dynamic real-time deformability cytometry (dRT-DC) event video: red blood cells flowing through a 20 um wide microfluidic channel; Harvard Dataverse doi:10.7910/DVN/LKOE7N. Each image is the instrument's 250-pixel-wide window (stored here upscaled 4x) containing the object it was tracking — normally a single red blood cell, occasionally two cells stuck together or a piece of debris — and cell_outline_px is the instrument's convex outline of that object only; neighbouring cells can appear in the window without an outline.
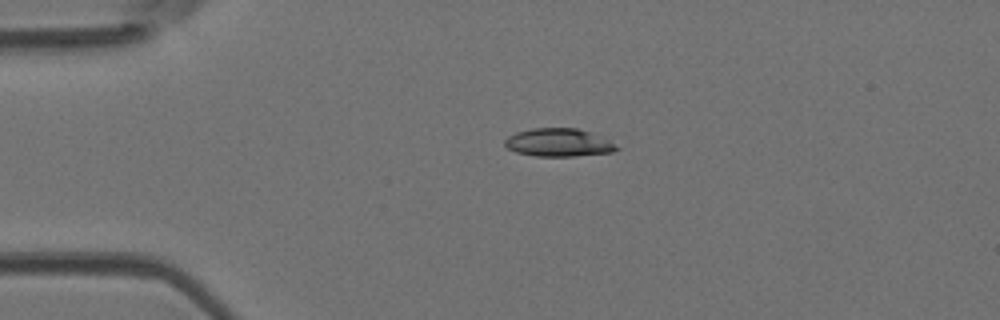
{"species": "Egyptian fruit bat (a non-hibernating species)", "species_latin": "Rousettus aegyptiacus", "temperature_condition": "room temperature", "stored_images_in_passage": 4, "camera_frame_rate_fps": 3000, "um_per_image_px": 0.085, "animal": {"sex": "female"}, "frame": {"image": 1, "passage_image": 2, "time_ms": 0.333, "image_size_px": [1000, 320], "cell_outline_px": [[620, 148], [612, 152], [576, 156], [536, 156], [516, 152], [508, 148], [504, 144], [504, 140], [508, 136], [516, 132], [532, 128], [576, 128], [588, 132], [608, 140]], "centroid_in_image_um": [47.44, 12.12], "position_along_channel_um": 37.6, "area_um2": 18.09}}
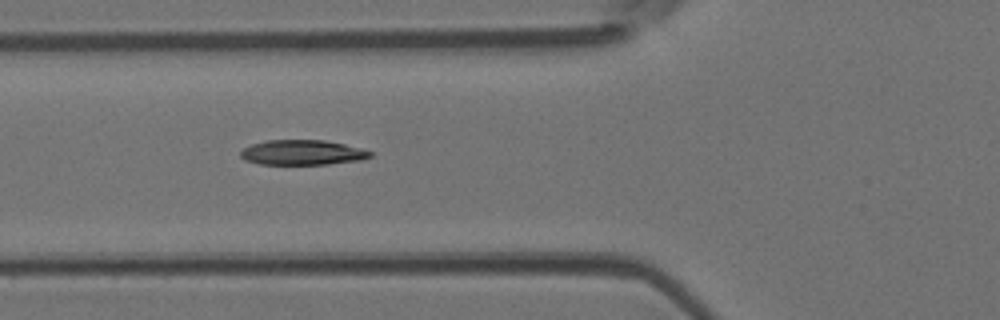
{"frame": {"image": 2, "passage_image": 4, "time_ms": 1.0, "image_size_px": [1000, 320], "cell_outline_px": [[372, 156], [360, 160], [328, 164], [260, 164], [244, 160], [240, 156], [240, 152], [244, 148], [252, 144], [268, 140], [324, 140], [344, 144], [360, 148], [372, 152]], "centroid_in_image_um": [25.69, 12.96], "position_along_channel_um": 100.1, "area_um2": 18.79}}